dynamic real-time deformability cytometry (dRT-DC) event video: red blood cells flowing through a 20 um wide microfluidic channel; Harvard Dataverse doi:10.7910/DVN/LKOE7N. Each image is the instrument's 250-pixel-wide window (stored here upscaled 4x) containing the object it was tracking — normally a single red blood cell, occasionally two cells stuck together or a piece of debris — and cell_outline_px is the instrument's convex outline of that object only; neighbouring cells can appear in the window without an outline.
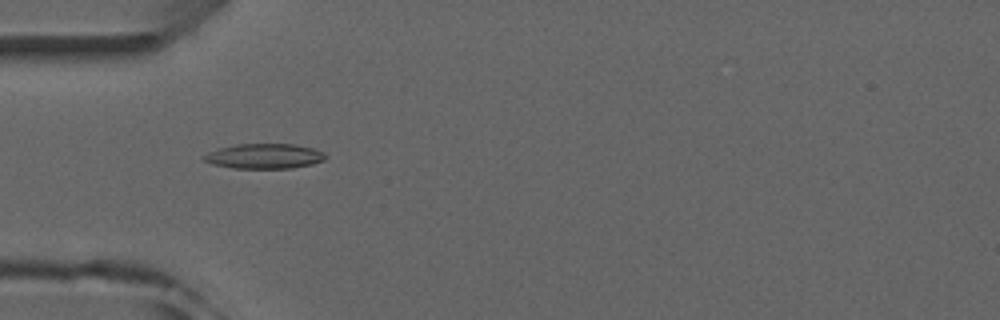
{"species": "common noctule bat (a hibernating species)", "species_latin": "Nyctalus noctula", "temperature_condition": "room temperature", "stored_images_in_passage": 4, "camera_frame_rate_fps": 3000, "um_per_image_px": 0.085, "animal": {"sex": "male", "forearm_length_mm": 52.5}, "frame": {"image": 1, "passage_image": 2, "time_ms": 2.0, "image_size_px": [1000, 320], "cell_outline_px": [[328, 156], [324, 160], [312, 164], [292, 168], [232, 168], [212, 164], [204, 160], [200, 156], [208, 152], [220, 148], [236, 144], [292, 144], [312, 148], [324, 152]], "centroid_in_image_um": [22.46, 13.27], "position_along_channel_um": 62.5, "area_um2": 17.74}}
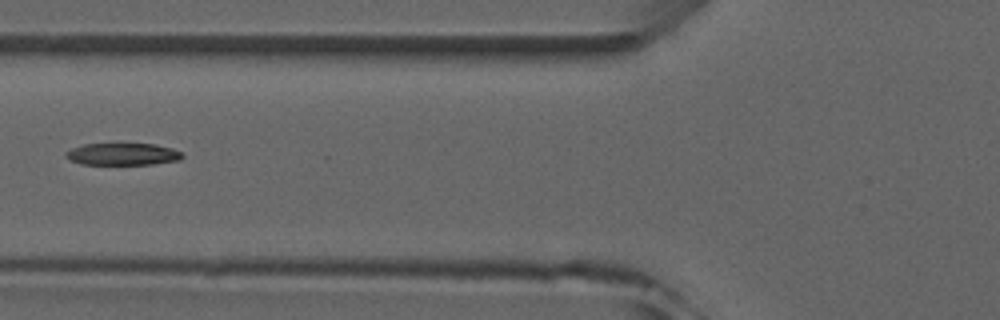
{"frame": {"image": 2, "passage_image": 3, "time_ms": 3.333, "image_size_px": [1000, 320], "cell_outline_px": [[184, 156], [180, 160], [152, 164], [80, 164], [64, 156], [64, 152], [72, 148], [84, 144], [156, 144], [172, 148], [180, 152]], "centroid_in_image_um": [10.42, 13.1], "position_along_channel_um": 115.4, "area_um2": 14.91}}
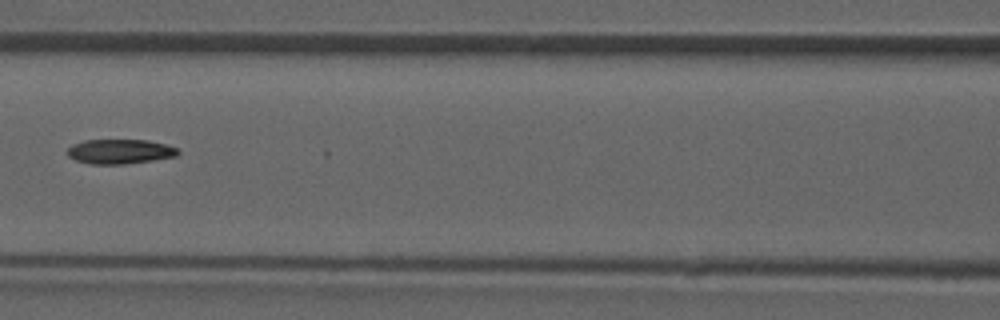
{"frame": {"image": 3, "passage_image": 4, "time_ms": 4.333, "image_size_px": [1000, 320], "cell_outline_px": [[180, 152], [176, 156], [152, 160], [124, 164], [88, 164], [76, 160], [68, 156], [68, 148], [72, 144], [84, 140], [148, 140], [164, 144], [176, 148]], "centroid_in_image_um": [10.16, 12.88], "position_along_channel_um": 156.4, "area_um2": 15.78}}